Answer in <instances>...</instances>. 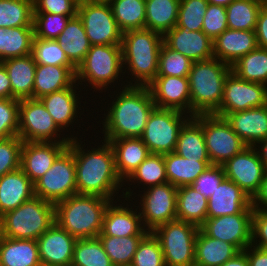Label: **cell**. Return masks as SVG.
<instances>
[{
  "label": "cell",
  "mask_w": 267,
  "mask_h": 266,
  "mask_svg": "<svg viewBox=\"0 0 267 266\" xmlns=\"http://www.w3.org/2000/svg\"><path fill=\"white\" fill-rule=\"evenodd\" d=\"M34 194L54 204L77 194L74 154L68 147L34 183Z\"/></svg>",
  "instance_id": "8fae6325"
},
{
  "label": "cell",
  "mask_w": 267,
  "mask_h": 266,
  "mask_svg": "<svg viewBox=\"0 0 267 266\" xmlns=\"http://www.w3.org/2000/svg\"><path fill=\"white\" fill-rule=\"evenodd\" d=\"M127 187L120 191L121 196L126 199H133L132 193L135 192L133 189L141 187L146 189L150 186L167 183L164 155L162 154H151L130 174V176L124 181V186ZM134 183V185H133ZM137 183V187H136ZM140 184V185H139ZM132 186L133 189L130 188ZM135 187V188H134ZM123 191V192H122ZM122 193V194H121Z\"/></svg>",
  "instance_id": "f546056e"
},
{
  "label": "cell",
  "mask_w": 267,
  "mask_h": 266,
  "mask_svg": "<svg viewBox=\"0 0 267 266\" xmlns=\"http://www.w3.org/2000/svg\"><path fill=\"white\" fill-rule=\"evenodd\" d=\"M208 199L192 185L177 190V219L200 227L207 218Z\"/></svg>",
  "instance_id": "74e56055"
},
{
  "label": "cell",
  "mask_w": 267,
  "mask_h": 266,
  "mask_svg": "<svg viewBox=\"0 0 267 266\" xmlns=\"http://www.w3.org/2000/svg\"><path fill=\"white\" fill-rule=\"evenodd\" d=\"M119 90L121 91L119 92ZM110 94L108 96L113 101L110 100L105 110L106 113L102 114L104 115V117L102 116L103 130L101 132L104 134L102 138H140L143 135L149 115L156 107L149 88L147 86L127 85L122 89L117 87V90Z\"/></svg>",
  "instance_id": "7a4b0ae2"
},
{
  "label": "cell",
  "mask_w": 267,
  "mask_h": 266,
  "mask_svg": "<svg viewBox=\"0 0 267 266\" xmlns=\"http://www.w3.org/2000/svg\"><path fill=\"white\" fill-rule=\"evenodd\" d=\"M198 230V226L176 219L152 231L160 241L165 266H194Z\"/></svg>",
  "instance_id": "ba28073f"
},
{
  "label": "cell",
  "mask_w": 267,
  "mask_h": 266,
  "mask_svg": "<svg viewBox=\"0 0 267 266\" xmlns=\"http://www.w3.org/2000/svg\"><path fill=\"white\" fill-rule=\"evenodd\" d=\"M222 167L225 178L235 182L252 199L259 192L266 169L254 146H247Z\"/></svg>",
  "instance_id": "e0dca14e"
},
{
  "label": "cell",
  "mask_w": 267,
  "mask_h": 266,
  "mask_svg": "<svg viewBox=\"0 0 267 266\" xmlns=\"http://www.w3.org/2000/svg\"><path fill=\"white\" fill-rule=\"evenodd\" d=\"M62 132L39 99L19 100L18 136L23 142H70Z\"/></svg>",
  "instance_id": "30bf717a"
},
{
  "label": "cell",
  "mask_w": 267,
  "mask_h": 266,
  "mask_svg": "<svg viewBox=\"0 0 267 266\" xmlns=\"http://www.w3.org/2000/svg\"><path fill=\"white\" fill-rule=\"evenodd\" d=\"M251 244L267 249V211L265 210L255 208L253 210Z\"/></svg>",
  "instance_id": "6f0895ef"
},
{
  "label": "cell",
  "mask_w": 267,
  "mask_h": 266,
  "mask_svg": "<svg viewBox=\"0 0 267 266\" xmlns=\"http://www.w3.org/2000/svg\"><path fill=\"white\" fill-rule=\"evenodd\" d=\"M92 3L110 4L113 0H87Z\"/></svg>",
  "instance_id": "003e7915"
},
{
  "label": "cell",
  "mask_w": 267,
  "mask_h": 266,
  "mask_svg": "<svg viewBox=\"0 0 267 266\" xmlns=\"http://www.w3.org/2000/svg\"><path fill=\"white\" fill-rule=\"evenodd\" d=\"M71 17L46 12H34V35L40 39H56Z\"/></svg>",
  "instance_id": "f907efd6"
},
{
  "label": "cell",
  "mask_w": 267,
  "mask_h": 266,
  "mask_svg": "<svg viewBox=\"0 0 267 266\" xmlns=\"http://www.w3.org/2000/svg\"><path fill=\"white\" fill-rule=\"evenodd\" d=\"M240 79L267 85V49L257 47L231 66Z\"/></svg>",
  "instance_id": "60d3db41"
},
{
  "label": "cell",
  "mask_w": 267,
  "mask_h": 266,
  "mask_svg": "<svg viewBox=\"0 0 267 266\" xmlns=\"http://www.w3.org/2000/svg\"><path fill=\"white\" fill-rule=\"evenodd\" d=\"M231 66L215 57L192 63L188 75L191 116L214 114L223 98L224 84Z\"/></svg>",
  "instance_id": "5b68a950"
},
{
  "label": "cell",
  "mask_w": 267,
  "mask_h": 266,
  "mask_svg": "<svg viewBox=\"0 0 267 266\" xmlns=\"http://www.w3.org/2000/svg\"><path fill=\"white\" fill-rule=\"evenodd\" d=\"M245 209H254L252 198L235 182L224 178L208 198L207 218L235 215Z\"/></svg>",
  "instance_id": "cb8c5ba5"
},
{
  "label": "cell",
  "mask_w": 267,
  "mask_h": 266,
  "mask_svg": "<svg viewBox=\"0 0 267 266\" xmlns=\"http://www.w3.org/2000/svg\"><path fill=\"white\" fill-rule=\"evenodd\" d=\"M193 61L164 42L159 53L157 76L188 77Z\"/></svg>",
  "instance_id": "7dc6e473"
},
{
  "label": "cell",
  "mask_w": 267,
  "mask_h": 266,
  "mask_svg": "<svg viewBox=\"0 0 267 266\" xmlns=\"http://www.w3.org/2000/svg\"><path fill=\"white\" fill-rule=\"evenodd\" d=\"M201 126L212 165L222 166L247 147L223 117L201 114Z\"/></svg>",
  "instance_id": "4fadbf2b"
},
{
  "label": "cell",
  "mask_w": 267,
  "mask_h": 266,
  "mask_svg": "<svg viewBox=\"0 0 267 266\" xmlns=\"http://www.w3.org/2000/svg\"><path fill=\"white\" fill-rule=\"evenodd\" d=\"M78 88L80 89L81 87L75 81L70 87L39 98L63 133L70 130V134H72L71 128H73L74 134H69L71 139L77 138L79 135L78 131L75 135L74 125L80 120L77 119L78 116L80 118L83 114L79 112V109L82 110L80 107L82 102L81 98L83 99L84 97L77 92L79 90ZM70 125L72 126L71 128L69 127Z\"/></svg>",
  "instance_id": "d6986e66"
},
{
  "label": "cell",
  "mask_w": 267,
  "mask_h": 266,
  "mask_svg": "<svg viewBox=\"0 0 267 266\" xmlns=\"http://www.w3.org/2000/svg\"><path fill=\"white\" fill-rule=\"evenodd\" d=\"M180 0H145V29L164 36L177 23Z\"/></svg>",
  "instance_id": "8d00e7d4"
},
{
  "label": "cell",
  "mask_w": 267,
  "mask_h": 266,
  "mask_svg": "<svg viewBox=\"0 0 267 266\" xmlns=\"http://www.w3.org/2000/svg\"><path fill=\"white\" fill-rule=\"evenodd\" d=\"M267 105V85L249 82L231 72L224 84L223 98L214 115L225 117L229 113Z\"/></svg>",
  "instance_id": "9a60e30c"
},
{
  "label": "cell",
  "mask_w": 267,
  "mask_h": 266,
  "mask_svg": "<svg viewBox=\"0 0 267 266\" xmlns=\"http://www.w3.org/2000/svg\"><path fill=\"white\" fill-rule=\"evenodd\" d=\"M131 266H165L160 241L152 232L139 242Z\"/></svg>",
  "instance_id": "681fc988"
},
{
  "label": "cell",
  "mask_w": 267,
  "mask_h": 266,
  "mask_svg": "<svg viewBox=\"0 0 267 266\" xmlns=\"http://www.w3.org/2000/svg\"><path fill=\"white\" fill-rule=\"evenodd\" d=\"M76 238L56 222L37 239L42 266H71Z\"/></svg>",
  "instance_id": "44dd1931"
},
{
  "label": "cell",
  "mask_w": 267,
  "mask_h": 266,
  "mask_svg": "<svg viewBox=\"0 0 267 266\" xmlns=\"http://www.w3.org/2000/svg\"><path fill=\"white\" fill-rule=\"evenodd\" d=\"M19 100L0 98V139L18 135Z\"/></svg>",
  "instance_id": "f5cc1de1"
},
{
  "label": "cell",
  "mask_w": 267,
  "mask_h": 266,
  "mask_svg": "<svg viewBox=\"0 0 267 266\" xmlns=\"http://www.w3.org/2000/svg\"><path fill=\"white\" fill-rule=\"evenodd\" d=\"M147 87L156 107L175 109L191 116L188 77L156 76Z\"/></svg>",
  "instance_id": "ffe728a7"
},
{
  "label": "cell",
  "mask_w": 267,
  "mask_h": 266,
  "mask_svg": "<svg viewBox=\"0 0 267 266\" xmlns=\"http://www.w3.org/2000/svg\"><path fill=\"white\" fill-rule=\"evenodd\" d=\"M10 79L12 87V98L33 99V86L35 79V69L37 64L32 55L16 57L1 62Z\"/></svg>",
  "instance_id": "4dcf8cb0"
},
{
  "label": "cell",
  "mask_w": 267,
  "mask_h": 266,
  "mask_svg": "<svg viewBox=\"0 0 267 266\" xmlns=\"http://www.w3.org/2000/svg\"><path fill=\"white\" fill-rule=\"evenodd\" d=\"M55 223V204L34 196L2 215L3 237L37 240Z\"/></svg>",
  "instance_id": "52a82bcc"
},
{
  "label": "cell",
  "mask_w": 267,
  "mask_h": 266,
  "mask_svg": "<svg viewBox=\"0 0 267 266\" xmlns=\"http://www.w3.org/2000/svg\"><path fill=\"white\" fill-rule=\"evenodd\" d=\"M258 47L267 49V4H263L255 28Z\"/></svg>",
  "instance_id": "680465c9"
},
{
  "label": "cell",
  "mask_w": 267,
  "mask_h": 266,
  "mask_svg": "<svg viewBox=\"0 0 267 266\" xmlns=\"http://www.w3.org/2000/svg\"><path fill=\"white\" fill-rule=\"evenodd\" d=\"M240 251L232 244L205 235L200 229L195 240V266H221Z\"/></svg>",
  "instance_id": "d6a6232c"
},
{
  "label": "cell",
  "mask_w": 267,
  "mask_h": 266,
  "mask_svg": "<svg viewBox=\"0 0 267 266\" xmlns=\"http://www.w3.org/2000/svg\"><path fill=\"white\" fill-rule=\"evenodd\" d=\"M221 266H249L246 252L240 251L233 258L229 259Z\"/></svg>",
  "instance_id": "be15d7a7"
},
{
  "label": "cell",
  "mask_w": 267,
  "mask_h": 266,
  "mask_svg": "<svg viewBox=\"0 0 267 266\" xmlns=\"http://www.w3.org/2000/svg\"><path fill=\"white\" fill-rule=\"evenodd\" d=\"M109 5L122 33L145 29V0H113Z\"/></svg>",
  "instance_id": "ab89813d"
},
{
  "label": "cell",
  "mask_w": 267,
  "mask_h": 266,
  "mask_svg": "<svg viewBox=\"0 0 267 266\" xmlns=\"http://www.w3.org/2000/svg\"><path fill=\"white\" fill-rule=\"evenodd\" d=\"M77 15L82 20L91 45L122 43L120 31L109 4L79 0Z\"/></svg>",
  "instance_id": "5bb4252c"
},
{
  "label": "cell",
  "mask_w": 267,
  "mask_h": 266,
  "mask_svg": "<svg viewBox=\"0 0 267 266\" xmlns=\"http://www.w3.org/2000/svg\"><path fill=\"white\" fill-rule=\"evenodd\" d=\"M252 206L255 209L267 211V170L264 174L259 192L252 199Z\"/></svg>",
  "instance_id": "94428289"
},
{
  "label": "cell",
  "mask_w": 267,
  "mask_h": 266,
  "mask_svg": "<svg viewBox=\"0 0 267 266\" xmlns=\"http://www.w3.org/2000/svg\"><path fill=\"white\" fill-rule=\"evenodd\" d=\"M258 47L255 30L223 31L213 41V56L232 66L242 56Z\"/></svg>",
  "instance_id": "d4e9b609"
},
{
  "label": "cell",
  "mask_w": 267,
  "mask_h": 266,
  "mask_svg": "<svg viewBox=\"0 0 267 266\" xmlns=\"http://www.w3.org/2000/svg\"><path fill=\"white\" fill-rule=\"evenodd\" d=\"M254 148L256 149L265 169L267 170V137L258 142Z\"/></svg>",
  "instance_id": "e7e4bbea"
},
{
  "label": "cell",
  "mask_w": 267,
  "mask_h": 266,
  "mask_svg": "<svg viewBox=\"0 0 267 266\" xmlns=\"http://www.w3.org/2000/svg\"><path fill=\"white\" fill-rule=\"evenodd\" d=\"M184 158L192 160H210L208 157L203 128L201 126V114L191 116L182 126L176 149L174 151Z\"/></svg>",
  "instance_id": "d590c367"
},
{
  "label": "cell",
  "mask_w": 267,
  "mask_h": 266,
  "mask_svg": "<svg viewBox=\"0 0 267 266\" xmlns=\"http://www.w3.org/2000/svg\"><path fill=\"white\" fill-rule=\"evenodd\" d=\"M208 4L207 0H180L176 27L202 31L203 17Z\"/></svg>",
  "instance_id": "c3c4849f"
},
{
  "label": "cell",
  "mask_w": 267,
  "mask_h": 266,
  "mask_svg": "<svg viewBox=\"0 0 267 266\" xmlns=\"http://www.w3.org/2000/svg\"><path fill=\"white\" fill-rule=\"evenodd\" d=\"M262 5L256 0H234L226 7L227 27L233 30H255Z\"/></svg>",
  "instance_id": "7bdbcfd3"
},
{
  "label": "cell",
  "mask_w": 267,
  "mask_h": 266,
  "mask_svg": "<svg viewBox=\"0 0 267 266\" xmlns=\"http://www.w3.org/2000/svg\"><path fill=\"white\" fill-rule=\"evenodd\" d=\"M209 4L227 7L234 0H207Z\"/></svg>",
  "instance_id": "03108f58"
},
{
  "label": "cell",
  "mask_w": 267,
  "mask_h": 266,
  "mask_svg": "<svg viewBox=\"0 0 267 266\" xmlns=\"http://www.w3.org/2000/svg\"><path fill=\"white\" fill-rule=\"evenodd\" d=\"M166 177L170 184L177 188L192 185L209 167L210 160H192L175 152L164 154Z\"/></svg>",
  "instance_id": "1f68e13d"
},
{
  "label": "cell",
  "mask_w": 267,
  "mask_h": 266,
  "mask_svg": "<svg viewBox=\"0 0 267 266\" xmlns=\"http://www.w3.org/2000/svg\"><path fill=\"white\" fill-rule=\"evenodd\" d=\"M3 238V224H2V215L0 214V242Z\"/></svg>",
  "instance_id": "a7ac6f4b"
},
{
  "label": "cell",
  "mask_w": 267,
  "mask_h": 266,
  "mask_svg": "<svg viewBox=\"0 0 267 266\" xmlns=\"http://www.w3.org/2000/svg\"><path fill=\"white\" fill-rule=\"evenodd\" d=\"M130 201L133 202L122 198L109 203L104 212L102 231L98 236H145L148 233L143 226L138 206H133Z\"/></svg>",
  "instance_id": "ac0fdd59"
},
{
  "label": "cell",
  "mask_w": 267,
  "mask_h": 266,
  "mask_svg": "<svg viewBox=\"0 0 267 266\" xmlns=\"http://www.w3.org/2000/svg\"><path fill=\"white\" fill-rule=\"evenodd\" d=\"M71 266H114L98 237L77 239Z\"/></svg>",
  "instance_id": "f6af8a7d"
},
{
  "label": "cell",
  "mask_w": 267,
  "mask_h": 266,
  "mask_svg": "<svg viewBox=\"0 0 267 266\" xmlns=\"http://www.w3.org/2000/svg\"><path fill=\"white\" fill-rule=\"evenodd\" d=\"M70 142H23L21 169L35 183L51 168Z\"/></svg>",
  "instance_id": "7402d4cb"
},
{
  "label": "cell",
  "mask_w": 267,
  "mask_h": 266,
  "mask_svg": "<svg viewBox=\"0 0 267 266\" xmlns=\"http://www.w3.org/2000/svg\"><path fill=\"white\" fill-rule=\"evenodd\" d=\"M110 202L98 195H71L55 204V222L76 239L95 238L102 231Z\"/></svg>",
  "instance_id": "277c9868"
},
{
  "label": "cell",
  "mask_w": 267,
  "mask_h": 266,
  "mask_svg": "<svg viewBox=\"0 0 267 266\" xmlns=\"http://www.w3.org/2000/svg\"><path fill=\"white\" fill-rule=\"evenodd\" d=\"M34 37V27H0V62L30 55Z\"/></svg>",
  "instance_id": "f35d334b"
},
{
  "label": "cell",
  "mask_w": 267,
  "mask_h": 266,
  "mask_svg": "<svg viewBox=\"0 0 267 266\" xmlns=\"http://www.w3.org/2000/svg\"><path fill=\"white\" fill-rule=\"evenodd\" d=\"M80 137L82 135L79 139H71L68 144L74 154L77 194L98 195L111 201L123 198L118 194L124 187V182L116 172L111 144L101 140L102 144H97V147L93 148L90 144L85 148L86 144H83V138Z\"/></svg>",
  "instance_id": "6da1fadb"
},
{
  "label": "cell",
  "mask_w": 267,
  "mask_h": 266,
  "mask_svg": "<svg viewBox=\"0 0 267 266\" xmlns=\"http://www.w3.org/2000/svg\"><path fill=\"white\" fill-rule=\"evenodd\" d=\"M177 190V187L167 182L137 192H144L142 194H132L133 200L137 196V198H141L138 199V202L136 198L135 204L138 205L139 203L138 208L142 223L148 232L177 219Z\"/></svg>",
  "instance_id": "7c38bea8"
},
{
  "label": "cell",
  "mask_w": 267,
  "mask_h": 266,
  "mask_svg": "<svg viewBox=\"0 0 267 266\" xmlns=\"http://www.w3.org/2000/svg\"><path fill=\"white\" fill-rule=\"evenodd\" d=\"M163 42L193 62L214 57L213 41L203 31H189L175 26L163 36Z\"/></svg>",
  "instance_id": "603a6c76"
},
{
  "label": "cell",
  "mask_w": 267,
  "mask_h": 266,
  "mask_svg": "<svg viewBox=\"0 0 267 266\" xmlns=\"http://www.w3.org/2000/svg\"><path fill=\"white\" fill-rule=\"evenodd\" d=\"M226 7L208 4L203 17L202 31L214 41L223 31L227 30Z\"/></svg>",
  "instance_id": "db71d44e"
},
{
  "label": "cell",
  "mask_w": 267,
  "mask_h": 266,
  "mask_svg": "<svg viewBox=\"0 0 267 266\" xmlns=\"http://www.w3.org/2000/svg\"><path fill=\"white\" fill-rule=\"evenodd\" d=\"M55 40L76 68L84 61L91 48L82 20L78 15L69 19L65 29Z\"/></svg>",
  "instance_id": "836d02e7"
},
{
  "label": "cell",
  "mask_w": 267,
  "mask_h": 266,
  "mask_svg": "<svg viewBox=\"0 0 267 266\" xmlns=\"http://www.w3.org/2000/svg\"><path fill=\"white\" fill-rule=\"evenodd\" d=\"M254 209H245L235 215L206 218L199 229L207 236L234 245L244 251L252 241V216Z\"/></svg>",
  "instance_id": "2e32d148"
},
{
  "label": "cell",
  "mask_w": 267,
  "mask_h": 266,
  "mask_svg": "<svg viewBox=\"0 0 267 266\" xmlns=\"http://www.w3.org/2000/svg\"><path fill=\"white\" fill-rule=\"evenodd\" d=\"M256 1H259V2H261L263 4H267V0H256Z\"/></svg>",
  "instance_id": "89a4df30"
},
{
  "label": "cell",
  "mask_w": 267,
  "mask_h": 266,
  "mask_svg": "<svg viewBox=\"0 0 267 266\" xmlns=\"http://www.w3.org/2000/svg\"><path fill=\"white\" fill-rule=\"evenodd\" d=\"M114 266H129L144 236H97Z\"/></svg>",
  "instance_id": "ee69618b"
},
{
  "label": "cell",
  "mask_w": 267,
  "mask_h": 266,
  "mask_svg": "<svg viewBox=\"0 0 267 266\" xmlns=\"http://www.w3.org/2000/svg\"><path fill=\"white\" fill-rule=\"evenodd\" d=\"M22 146L18 135L0 139V177L21 167Z\"/></svg>",
  "instance_id": "816d5d0a"
},
{
  "label": "cell",
  "mask_w": 267,
  "mask_h": 266,
  "mask_svg": "<svg viewBox=\"0 0 267 266\" xmlns=\"http://www.w3.org/2000/svg\"><path fill=\"white\" fill-rule=\"evenodd\" d=\"M190 117L189 114L175 109L155 107L140 138L151 154L174 152L179 132Z\"/></svg>",
  "instance_id": "9c48e42d"
},
{
  "label": "cell",
  "mask_w": 267,
  "mask_h": 266,
  "mask_svg": "<svg viewBox=\"0 0 267 266\" xmlns=\"http://www.w3.org/2000/svg\"><path fill=\"white\" fill-rule=\"evenodd\" d=\"M224 118L247 146L267 137V105L229 113Z\"/></svg>",
  "instance_id": "484cf974"
},
{
  "label": "cell",
  "mask_w": 267,
  "mask_h": 266,
  "mask_svg": "<svg viewBox=\"0 0 267 266\" xmlns=\"http://www.w3.org/2000/svg\"><path fill=\"white\" fill-rule=\"evenodd\" d=\"M31 55L37 65L74 66L55 39L34 37Z\"/></svg>",
  "instance_id": "bcb514c9"
},
{
  "label": "cell",
  "mask_w": 267,
  "mask_h": 266,
  "mask_svg": "<svg viewBox=\"0 0 267 266\" xmlns=\"http://www.w3.org/2000/svg\"><path fill=\"white\" fill-rule=\"evenodd\" d=\"M224 178L223 167L212 165L195 180L192 186L208 199Z\"/></svg>",
  "instance_id": "11a10c76"
},
{
  "label": "cell",
  "mask_w": 267,
  "mask_h": 266,
  "mask_svg": "<svg viewBox=\"0 0 267 266\" xmlns=\"http://www.w3.org/2000/svg\"><path fill=\"white\" fill-rule=\"evenodd\" d=\"M244 251L246 252L249 266H267V249L258 248L251 244Z\"/></svg>",
  "instance_id": "91938a15"
},
{
  "label": "cell",
  "mask_w": 267,
  "mask_h": 266,
  "mask_svg": "<svg viewBox=\"0 0 267 266\" xmlns=\"http://www.w3.org/2000/svg\"><path fill=\"white\" fill-rule=\"evenodd\" d=\"M33 0H0V27H33Z\"/></svg>",
  "instance_id": "b9f144b4"
},
{
  "label": "cell",
  "mask_w": 267,
  "mask_h": 266,
  "mask_svg": "<svg viewBox=\"0 0 267 266\" xmlns=\"http://www.w3.org/2000/svg\"><path fill=\"white\" fill-rule=\"evenodd\" d=\"M123 71L121 44L91 45L84 61L77 67L76 82L81 89L85 86L83 87L84 91L87 88L86 86L90 85L91 89L89 90L93 88V94L94 92L97 93V91L100 93L103 90L104 93L108 90L109 94L112 88H116L119 79H122L119 82H123L120 84L121 88L127 86L126 81L123 79Z\"/></svg>",
  "instance_id": "8992f818"
},
{
  "label": "cell",
  "mask_w": 267,
  "mask_h": 266,
  "mask_svg": "<svg viewBox=\"0 0 267 266\" xmlns=\"http://www.w3.org/2000/svg\"><path fill=\"white\" fill-rule=\"evenodd\" d=\"M34 12L66 15L71 18L77 15L79 0H33Z\"/></svg>",
  "instance_id": "9f6ffc18"
},
{
  "label": "cell",
  "mask_w": 267,
  "mask_h": 266,
  "mask_svg": "<svg viewBox=\"0 0 267 266\" xmlns=\"http://www.w3.org/2000/svg\"><path fill=\"white\" fill-rule=\"evenodd\" d=\"M34 196V183L21 168L0 177L1 215L16 209Z\"/></svg>",
  "instance_id": "4316f807"
},
{
  "label": "cell",
  "mask_w": 267,
  "mask_h": 266,
  "mask_svg": "<svg viewBox=\"0 0 267 266\" xmlns=\"http://www.w3.org/2000/svg\"><path fill=\"white\" fill-rule=\"evenodd\" d=\"M163 36L149 29L122 33L124 75L129 86H148L157 76ZM128 71H127V70ZM134 82V83H133Z\"/></svg>",
  "instance_id": "3957f363"
},
{
  "label": "cell",
  "mask_w": 267,
  "mask_h": 266,
  "mask_svg": "<svg viewBox=\"0 0 267 266\" xmlns=\"http://www.w3.org/2000/svg\"><path fill=\"white\" fill-rule=\"evenodd\" d=\"M0 98H12V87L8 73L0 62Z\"/></svg>",
  "instance_id": "6125c7cd"
},
{
  "label": "cell",
  "mask_w": 267,
  "mask_h": 266,
  "mask_svg": "<svg viewBox=\"0 0 267 266\" xmlns=\"http://www.w3.org/2000/svg\"><path fill=\"white\" fill-rule=\"evenodd\" d=\"M103 140L108 141L114 150L116 172L123 182L150 155L141 138Z\"/></svg>",
  "instance_id": "83f0119b"
},
{
  "label": "cell",
  "mask_w": 267,
  "mask_h": 266,
  "mask_svg": "<svg viewBox=\"0 0 267 266\" xmlns=\"http://www.w3.org/2000/svg\"><path fill=\"white\" fill-rule=\"evenodd\" d=\"M0 266H42L37 240L3 237L0 242Z\"/></svg>",
  "instance_id": "e575fe53"
},
{
  "label": "cell",
  "mask_w": 267,
  "mask_h": 266,
  "mask_svg": "<svg viewBox=\"0 0 267 266\" xmlns=\"http://www.w3.org/2000/svg\"><path fill=\"white\" fill-rule=\"evenodd\" d=\"M75 66L37 65L33 99L70 87L76 81Z\"/></svg>",
  "instance_id": "f1b7e54d"
}]
</instances>
